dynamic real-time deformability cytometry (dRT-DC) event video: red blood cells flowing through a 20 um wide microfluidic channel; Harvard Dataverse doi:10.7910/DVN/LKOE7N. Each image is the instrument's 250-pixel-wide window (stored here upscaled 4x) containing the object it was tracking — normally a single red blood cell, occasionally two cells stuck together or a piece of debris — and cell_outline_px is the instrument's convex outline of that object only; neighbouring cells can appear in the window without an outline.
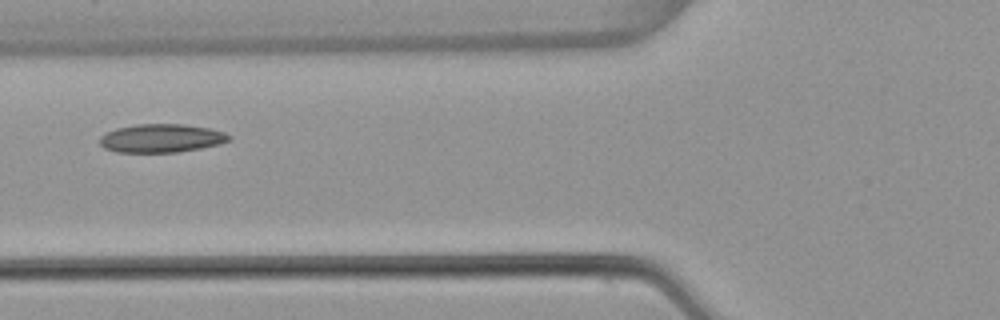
{"species": "common noctule bat (a hibernating species)", "species_latin": "Nyctalus noctula", "temperature_condition": "warm", "stored_images_in_passage": 2, "camera_frame_rate_fps": 3000, "um_per_image_px": 0.085, "animal": {"sex": "female", "body_mass_g": 22.7, "forearm_length_mm": 54.2}, "frame": {"image": 1, "passage_image": 2, "time_ms": 0.333, "image_size_px": [1000, 320], "cell_outline_px": [[232, 140], [220, 144], [200, 148], [176, 152], [116, 152], [104, 148], [100, 144], [100, 136], [116, 128], [136, 124], [184, 124], [208, 128], [224, 132], [232, 136]], "centroid_in_image_um": [13.73, 11.75], "position_along_channel_um": 112.1, "area_um2": 21.44}}